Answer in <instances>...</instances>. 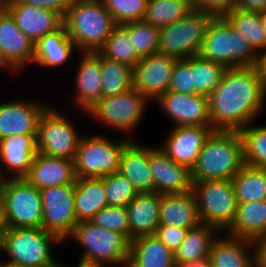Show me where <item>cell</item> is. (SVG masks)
<instances>
[{
	"instance_id": "836d02e7",
	"label": "cell",
	"mask_w": 266,
	"mask_h": 267,
	"mask_svg": "<svg viewBox=\"0 0 266 267\" xmlns=\"http://www.w3.org/2000/svg\"><path fill=\"white\" fill-rule=\"evenodd\" d=\"M225 18L237 30L252 49L259 55L266 50V32L263 29L259 12L232 9Z\"/></svg>"
},
{
	"instance_id": "30bf717a",
	"label": "cell",
	"mask_w": 266,
	"mask_h": 267,
	"mask_svg": "<svg viewBox=\"0 0 266 267\" xmlns=\"http://www.w3.org/2000/svg\"><path fill=\"white\" fill-rule=\"evenodd\" d=\"M202 224L217 228L221 234L232 224L237 200L231 180L192 181Z\"/></svg>"
},
{
	"instance_id": "ba28073f",
	"label": "cell",
	"mask_w": 266,
	"mask_h": 267,
	"mask_svg": "<svg viewBox=\"0 0 266 267\" xmlns=\"http://www.w3.org/2000/svg\"><path fill=\"white\" fill-rule=\"evenodd\" d=\"M150 102L152 101L148 97L132 87L119 95L101 98L86 113V117H93L95 121H100L126 136L136 131L148 111L146 108Z\"/></svg>"
},
{
	"instance_id": "f1b7e54d",
	"label": "cell",
	"mask_w": 266,
	"mask_h": 267,
	"mask_svg": "<svg viewBox=\"0 0 266 267\" xmlns=\"http://www.w3.org/2000/svg\"><path fill=\"white\" fill-rule=\"evenodd\" d=\"M224 233L257 242L266 234V200L238 204L234 220Z\"/></svg>"
},
{
	"instance_id": "9c48e42d",
	"label": "cell",
	"mask_w": 266,
	"mask_h": 267,
	"mask_svg": "<svg viewBox=\"0 0 266 267\" xmlns=\"http://www.w3.org/2000/svg\"><path fill=\"white\" fill-rule=\"evenodd\" d=\"M211 14L193 9L178 21L159 28L158 54L186 59L198 55Z\"/></svg>"
},
{
	"instance_id": "680465c9",
	"label": "cell",
	"mask_w": 266,
	"mask_h": 267,
	"mask_svg": "<svg viewBox=\"0 0 266 267\" xmlns=\"http://www.w3.org/2000/svg\"><path fill=\"white\" fill-rule=\"evenodd\" d=\"M69 267H71L70 265H68ZM65 263H62L61 267H68ZM77 267H100V266H89V265H84V264H80V263H77L76 264ZM74 266V267H76ZM73 267V266H72Z\"/></svg>"
},
{
	"instance_id": "f907efd6",
	"label": "cell",
	"mask_w": 266,
	"mask_h": 267,
	"mask_svg": "<svg viewBox=\"0 0 266 267\" xmlns=\"http://www.w3.org/2000/svg\"><path fill=\"white\" fill-rule=\"evenodd\" d=\"M7 229H8V226H7L6 218H5L4 206L0 199V239L2 238L4 233L7 231Z\"/></svg>"
},
{
	"instance_id": "44dd1931",
	"label": "cell",
	"mask_w": 266,
	"mask_h": 267,
	"mask_svg": "<svg viewBox=\"0 0 266 267\" xmlns=\"http://www.w3.org/2000/svg\"><path fill=\"white\" fill-rule=\"evenodd\" d=\"M15 19L18 28L35 44L46 34L63 25V18L55 11L10 0L6 9Z\"/></svg>"
},
{
	"instance_id": "d590c367",
	"label": "cell",
	"mask_w": 266,
	"mask_h": 267,
	"mask_svg": "<svg viewBox=\"0 0 266 267\" xmlns=\"http://www.w3.org/2000/svg\"><path fill=\"white\" fill-rule=\"evenodd\" d=\"M97 52L108 60L128 65L132 69L141 60L133 48L128 32L121 25H117L112 30L104 45Z\"/></svg>"
},
{
	"instance_id": "8992f818",
	"label": "cell",
	"mask_w": 266,
	"mask_h": 267,
	"mask_svg": "<svg viewBox=\"0 0 266 267\" xmlns=\"http://www.w3.org/2000/svg\"><path fill=\"white\" fill-rule=\"evenodd\" d=\"M198 55L225 68L254 67L260 56L225 17L210 21Z\"/></svg>"
},
{
	"instance_id": "4fadbf2b",
	"label": "cell",
	"mask_w": 266,
	"mask_h": 267,
	"mask_svg": "<svg viewBox=\"0 0 266 267\" xmlns=\"http://www.w3.org/2000/svg\"><path fill=\"white\" fill-rule=\"evenodd\" d=\"M40 194L43 207L41 227L65 243L77 224L74 184L46 187L40 190Z\"/></svg>"
},
{
	"instance_id": "7bdbcfd3",
	"label": "cell",
	"mask_w": 266,
	"mask_h": 267,
	"mask_svg": "<svg viewBox=\"0 0 266 267\" xmlns=\"http://www.w3.org/2000/svg\"><path fill=\"white\" fill-rule=\"evenodd\" d=\"M91 221L103 229L124 235L130 241V227L126 206H107L98 211Z\"/></svg>"
},
{
	"instance_id": "8fae6325",
	"label": "cell",
	"mask_w": 266,
	"mask_h": 267,
	"mask_svg": "<svg viewBox=\"0 0 266 267\" xmlns=\"http://www.w3.org/2000/svg\"><path fill=\"white\" fill-rule=\"evenodd\" d=\"M0 199L8 227L41 228L43 207L40 190L24 178L1 180Z\"/></svg>"
},
{
	"instance_id": "5bb4252c",
	"label": "cell",
	"mask_w": 266,
	"mask_h": 267,
	"mask_svg": "<svg viewBox=\"0 0 266 267\" xmlns=\"http://www.w3.org/2000/svg\"><path fill=\"white\" fill-rule=\"evenodd\" d=\"M155 104L172 120L173 127L211 126L208 97L205 95L167 91L155 101Z\"/></svg>"
},
{
	"instance_id": "d6a6232c",
	"label": "cell",
	"mask_w": 266,
	"mask_h": 267,
	"mask_svg": "<svg viewBox=\"0 0 266 267\" xmlns=\"http://www.w3.org/2000/svg\"><path fill=\"white\" fill-rule=\"evenodd\" d=\"M231 181L237 204L266 200V169L244 164Z\"/></svg>"
},
{
	"instance_id": "74e56055",
	"label": "cell",
	"mask_w": 266,
	"mask_h": 267,
	"mask_svg": "<svg viewBox=\"0 0 266 267\" xmlns=\"http://www.w3.org/2000/svg\"><path fill=\"white\" fill-rule=\"evenodd\" d=\"M255 125L254 121L239 130L244 164L266 169V124Z\"/></svg>"
},
{
	"instance_id": "f5cc1de1",
	"label": "cell",
	"mask_w": 266,
	"mask_h": 267,
	"mask_svg": "<svg viewBox=\"0 0 266 267\" xmlns=\"http://www.w3.org/2000/svg\"><path fill=\"white\" fill-rule=\"evenodd\" d=\"M259 68L261 69L263 75L264 90L266 94V63H259Z\"/></svg>"
},
{
	"instance_id": "4316f807",
	"label": "cell",
	"mask_w": 266,
	"mask_h": 267,
	"mask_svg": "<svg viewBox=\"0 0 266 267\" xmlns=\"http://www.w3.org/2000/svg\"><path fill=\"white\" fill-rule=\"evenodd\" d=\"M159 224L192 229L202 224L192 191L161 195Z\"/></svg>"
},
{
	"instance_id": "60d3db41",
	"label": "cell",
	"mask_w": 266,
	"mask_h": 267,
	"mask_svg": "<svg viewBox=\"0 0 266 267\" xmlns=\"http://www.w3.org/2000/svg\"><path fill=\"white\" fill-rule=\"evenodd\" d=\"M108 206L123 207L138 194L133 184L116 172L103 177Z\"/></svg>"
},
{
	"instance_id": "ee69618b",
	"label": "cell",
	"mask_w": 266,
	"mask_h": 267,
	"mask_svg": "<svg viewBox=\"0 0 266 267\" xmlns=\"http://www.w3.org/2000/svg\"><path fill=\"white\" fill-rule=\"evenodd\" d=\"M168 91L181 94H196L191 68V56L186 59H176Z\"/></svg>"
},
{
	"instance_id": "681fc988",
	"label": "cell",
	"mask_w": 266,
	"mask_h": 267,
	"mask_svg": "<svg viewBox=\"0 0 266 267\" xmlns=\"http://www.w3.org/2000/svg\"><path fill=\"white\" fill-rule=\"evenodd\" d=\"M175 267H213L210 256L194 261L175 262Z\"/></svg>"
},
{
	"instance_id": "d6986e66",
	"label": "cell",
	"mask_w": 266,
	"mask_h": 267,
	"mask_svg": "<svg viewBox=\"0 0 266 267\" xmlns=\"http://www.w3.org/2000/svg\"><path fill=\"white\" fill-rule=\"evenodd\" d=\"M35 44L16 25L7 10L0 11V56L14 71L22 72L33 62Z\"/></svg>"
},
{
	"instance_id": "e575fe53",
	"label": "cell",
	"mask_w": 266,
	"mask_h": 267,
	"mask_svg": "<svg viewBox=\"0 0 266 267\" xmlns=\"http://www.w3.org/2000/svg\"><path fill=\"white\" fill-rule=\"evenodd\" d=\"M193 9V0H148L144 20L161 28L178 21Z\"/></svg>"
},
{
	"instance_id": "484cf974",
	"label": "cell",
	"mask_w": 266,
	"mask_h": 267,
	"mask_svg": "<svg viewBox=\"0 0 266 267\" xmlns=\"http://www.w3.org/2000/svg\"><path fill=\"white\" fill-rule=\"evenodd\" d=\"M161 195L158 193L137 194L127 205L130 227V242L135 238L154 235L159 225Z\"/></svg>"
},
{
	"instance_id": "ab89813d",
	"label": "cell",
	"mask_w": 266,
	"mask_h": 267,
	"mask_svg": "<svg viewBox=\"0 0 266 267\" xmlns=\"http://www.w3.org/2000/svg\"><path fill=\"white\" fill-rule=\"evenodd\" d=\"M121 26L128 32L133 48L141 58L158 54V27L145 20L131 21Z\"/></svg>"
},
{
	"instance_id": "603a6c76",
	"label": "cell",
	"mask_w": 266,
	"mask_h": 267,
	"mask_svg": "<svg viewBox=\"0 0 266 267\" xmlns=\"http://www.w3.org/2000/svg\"><path fill=\"white\" fill-rule=\"evenodd\" d=\"M213 267H257V243L248 239L219 235L209 253Z\"/></svg>"
},
{
	"instance_id": "7402d4cb",
	"label": "cell",
	"mask_w": 266,
	"mask_h": 267,
	"mask_svg": "<svg viewBox=\"0 0 266 267\" xmlns=\"http://www.w3.org/2000/svg\"><path fill=\"white\" fill-rule=\"evenodd\" d=\"M81 58L76 67L74 104L86 114L102 98V76L100 54L80 52Z\"/></svg>"
},
{
	"instance_id": "ffe728a7",
	"label": "cell",
	"mask_w": 266,
	"mask_h": 267,
	"mask_svg": "<svg viewBox=\"0 0 266 267\" xmlns=\"http://www.w3.org/2000/svg\"><path fill=\"white\" fill-rule=\"evenodd\" d=\"M36 138L37 135H15L0 140L1 180L24 178L28 174L37 154Z\"/></svg>"
},
{
	"instance_id": "11a10c76",
	"label": "cell",
	"mask_w": 266,
	"mask_h": 267,
	"mask_svg": "<svg viewBox=\"0 0 266 267\" xmlns=\"http://www.w3.org/2000/svg\"><path fill=\"white\" fill-rule=\"evenodd\" d=\"M259 15H260V19H261V22H262L263 29L266 32V9L264 11H262V12H259Z\"/></svg>"
},
{
	"instance_id": "277c9868",
	"label": "cell",
	"mask_w": 266,
	"mask_h": 267,
	"mask_svg": "<svg viewBox=\"0 0 266 267\" xmlns=\"http://www.w3.org/2000/svg\"><path fill=\"white\" fill-rule=\"evenodd\" d=\"M55 244V245H54ZM64 242L41 228L8 227L0 239V254L8 256L3 263L19 267H61L53 256V247Z\"/></svg>"
},
{
	"instance_id": "7c38bea8",
	"label": "cell",
	"mask_w": 266,
	"mask_h": 267,
	"mask_svg": "<svg viewBox=\"0 0 266 267\" xmlns=\"http://www.w3.org/2000/svg\"><path fill=\"white\" fill-rule=\"evenodd\" d=\"M67 117L65 109L58 111L50 104L46 107L38 121L37 152L51 157L74 159L83 133H79L74 122Z\"/></svg>"
},
{
	"instance_id": "bcb514c9",
	"label": "cell",
	"mask_w": 266,
	"mask_h": 267,
	"mask_svg": "<svg viewBox=\"0 0 266 267\" xmlns=\"http://www.w3.org/2000/svg\"><path fill=\"white\" fill-rule=\"evenodd\" d=\"M194 8L211 14L213 17H225L235 3L232 0H193Z\"/></svg>"
},
{
	"instance_id": "9f6ffc18",
	"label": "cell",
	"mask_w": 266,
	"mask_h": 267,
	"mask_svg": "<svg viewBox=\"0 0 266 267\" xmlns=\"http://www.w3.org/2000/svg\"><path fill=\"white\" fill-rule=\"evenodd\" d=\"M0 70L8 71V72H14L1 58L0 56Z\"/></svg>"
},
{
	"instance_id": "f546056e",
	"label": "cell",
	"mask_w": 266,
	"mask_h": 267,
	"mask_svg": "<svg viewBox=\"0 0 266 267\" xmlns=\"http://www.w3.org/2000/svg\"><path fill=\"white\" fill-rule=\"evenodd\" d=\"M127 267H175V255L155 235L142 236L130 242Z\"/></svg>"
},
{
	"instance_id": "2e32d148",
	"label": "cell",
	"mask_w": 266,
	"mask_h": 267,
	"mask_svg": "<svg viewBox=\"0 0 266 267\" xmlns=\"http://www.w3.org/2000/svg\"><path fill=\"white\" fill-rule=\"evenodd\" d=\"M175 62L161 54L142 57L133 69V88L155 102L168 91Z\"/></svg>"
},
{
	"instance_id": "cb8c5ba5",
	"label": "cell",
	"mask_w": 266,
	"mask_h": 267,
	"mask_svg": "<svg viewBox=\"0 0 266 267\" xmlns=\"http://www.w3.org/2000/svg\"><path fill=\"white\" fill-rule=\"evenodd\" d=\"M24 179L38 190L51 186L75 184L74 161L37 152Z\"/></svg>"
},
{
	"instance_id": "db71d44e",
	"label": "cell",
	"mask_w": 266,
	"mask_h": 267,
	"mask_svg": "<svg viewBox=\"0 0 266 267\" xmlns=\"http://www.w3.org/2000/svg\"><path fill=\"white\" fill-rule=\"evenodd\" d=\"M257 267H266V255H258Z\"/></svg>"
},
{
	"instance_id": "f35d334b",
	"label": "cell",
	"mask_w": 266,
	"mask_h": 267,
	"mask_svg": "<svg viewBox=\"0 0 266 267\" xmlns=\"http://www.w3.org/2000/svg\"><path fill=\"white\" fill-rule=\"evenodd\" d=\"M191 68L196 94L210 96L219 85L227 68L199 55L191 56Z\"/></svg>"
},
{
	"instance_id": "ac0fdd59",
	"label": "cell",
	"mask_w": 266,
	"mask_h": 267,
	"mask_svg": "<svg viewBox=\"0 0 266 267\" xmlns=\"http://www.w3.org/2000/svg\"><path fill=\"white\" fill-rule=\"evenodd\" d=\"M149 167L156 193L164 195L192 191L191 170L171 160L159 146H149Z\"/></svg>"
},
{
	"instance_id": "3957f363",
	"label": "cell",
	"mask_w": 266,
	"mask_h": 267,
	"mask_svg": "<svg viewBox=\"0 0 266 267\" xmlns=\"http://www.w3.org/2000/svg\"><path fill=\"white\" fill-rule=\"evenodd\" d=\"M69 38L80 52H97L117 26L102 0L73 2L63 18Z\"/></svg>"
},
{
	"instance_id": "d4e9b609",
	"label": "cell",
	"mask_w": 266,
	"mask_h": 267,
	"mask_svg": "<svg viewBox=\"0 0 266 267\" xmlns=\"http://www.w3.org/2000/svg\"><path fill=\"white\" fill-rule=\"evenodd\" d=\"M118 173L133 184L138 194L155 193L149 167V145L132 139L122 152Z\"/></svg>"
},
{
	"instance_id": "7a4b0ae2",
	"label": "cell",
	"mask_w": 266,
	"mask_h": 267,
	"mask_svg": "<svg viewBox=\"0 0 266 267\" xmlns=\"http://www.w3.org/2000/svg\"><path fill=\"white\" fill-rule=\"evenodd\" d=\"M243 144L238 130H214L204 142L192 181L231 180L243 167Z\"/></svg>"
},
{
	"instance_id": "f6af8a7d",
	"label": "cell",
	"mask_w": 266,
	"mask_h": 267,
	"mask_svg": "<svg viewBox=\"0 0 266 267\" xmlns=\"http://www.w3.org/2000/svg\"><path fill=\"white\" fill-rule=\"evenodd\" d=\"M189 229L159 224L154 235L171 251L175 252L185 239Z\"/></svg>"
},
{
	"instance_id": "94428289",
	"label": "cell",
	"mask_w": 266,
	"mask_h": 267,
	"mask_svg": "<svg viewBox=\"0 0 266 267\" xmlns=\"http://www.w3.org/2000/svg\"><path fill=\"white\" fill-rule=\"evenodd\" d=\"M0 267H19V266H14V265H11V264H6V263H3V262H0Z\"/></svg>"
},
{
	"instance_id": "52a82bcc",
	"label": "cell",
	"mask_w": 266,
	"mask_h": 267,
	"mask_svg": "<svg viewBox=\"0 0 266 267\" xmlns=\"http://www.w3.org/2000/svg\"><path fill=\"white\" fill-rule=\"evenodd\" d=\"M102 134L82 135L74 161L76 178H103L119 171L125 146L133 139L108 138Z\"/></svg>"
},
{
	"instance_id": "83f0119b",
	"label": "cell",
	"mask_w": 266,
	"mask_h": 267,
	"mask_svg": "<svg viewBox=\"0 0 266 267\" xmlns=\"http://www.w3.org/2000/svg\"><path fill=\"white\" fill-rule=\"evenodd\" d=\"M77 50L73 41L67 34L66 27L62 25L55 32L46 34L35 43V53L32 64L46 69L62 67L69 61Z\"/></svg>"
},
{
	"instance_id": "6125c7cd",
	"label": "cell",
	"mask_w": 266,
	"mask_h": 267,
	"mask_svg": "<svg viewBox=\"0 0 266 267\" xmlns=\"http://www.w3.org/2000/svg\"><path fill=\"white\" fill-rule=\"evenodd\" d=\"M73 2H79V1H96V0H72Z\"/></svg>"
},
{
	"instance_id": "91938a15",
	"label": "cell",
	"mask_w": 266,
	"mask_h": 267,
	"mask_svg": "<svg viewBox=\"0 0 266 267\" xmlns=\"http://www.w3.org/2000/svg\"><path fill=\"white\" fill-rule=\"evenodd\" d=\"M259 63H266V50L261 54Z\"/></svg>"
},
{
	"instance_id": "e0dca14e",
	"label": "cell",
	"mask_w": 266,
	"mask_h": 267,
	"mask_svg": "<svg viewBox=\"0 0 266 267\" xmlns=\"http://www.w3.org/2000/svg\"><path fill=\"white\" fill-rule=\"evenodd\" d=\"M214 131L212 126L172 127L160 149L174 162L187 166L195 165L204 142Z\"/></svg>"
},
{
	"instance_id": "4dcf8cb0",
	"label": "cell",
	"mask_w": 266,
	"mask_h": 267,
	"mask_svg": "<svg viewBox=\"0 0 266 267\" xmlns=\"http://www.w3.org/2000/svg\"><path fill=\"white\" fill-rule=\"evenodd\" d=\"M105 195L103 178H76L74 206L77 223L91 221L98 211L106 208Z\"/></svg>"
},
{
	"instance_id": "5b68a950",
	"label": "cell",
	"mask_w": 266,
	"mask_h": 267,
	"mask_svg": "<svg viewBox=\"0 0 266 267\" xmlns=\"http://www.w3.org/2000/svg\"><path fill=\"white\" fill-rule=\"evenodd\" d=\"M68 239L76 240L82 247L83 253L78 257L80 264L127 267L130 241L120 233L103 229L92 221H83L75 225Z\"/></svg>"
},
{
	"instance_id": "816d5d0a",
	"label": "cell",
	"mask_w": 266,
	"mask_h": 267,
	"mask_svg": "<svg viewBox=\"0 0 266 267\" xmlns=\"http://www.w3.org/2000/svg\"><path fill=\"white\" fill-rule=\"evenodd\" d=\"M256 243L257 255H266V234H264Z\"/></svg>"
},
{
	"instance_id": "b9f144b4",
	"label": "cell",
	"mask_w": 266,
	"mask_h": 267,
	"mask_svg": "<svg viewBox=\"0 0 266 267\" xmlns=\"http://www.w3.org/2000/svg\"><path fill=\"white\" fill-rule=\"evenodd\" d=\"M117 25L144 20L148 0H102Z\"/></svg>"
},
{
	"instance_id": "1f68e13d",
	"label": "cell",
	"mask_w": 266,
	"mask_h": 267,
	"mask_svg": "<svg viewBox=\"0 0 266 267\" xmlns=\"http://www.w3.org/2000/svg\"><path fill=\"white\" fill-rule=\"evenodd\" d=\"M220 233L217 228L207 224L189 229L185 239L174 252L175 262L194 261L209 256L212 242Z\"/></svg>"
},
{
	"instance_id": "9a60e30c",
	"label": "cell",
	"mask_w": 266,
	"mask_h": 267,
	"mask_svg": "<svg viewBox=\"0 0 266 267\" xmlns=\"http://www.w3.org/2000/svg\"><path fill=\"white\" fill-rule=\"evenodd\" d=\"M48 102L13 99L0 102V140L15 135H37L38 121Z\"/></svg>"
},
{
	"instance_id": "7dc6e473",
	"label": "cell",
	"mask_w": 266,
	"mask_h": 267,
	"mask_svg": "<svg viewBox=\"0 0 266 267\" xmlns=\"http://www.w3.org/2000/svg\"><path fill=\"white\" fill-rule=\"evenodd\" d=\"M21 3L28 5L42 7L57 12L62 18H64L67 9L73 3L72 0H18Z\"/></svg>"
},
{
	"instance_id": "6da1fadb",
	"label": "cell",
	"mask_w": 266,
	"mask_h": 267,
	"mask_svg": "<svg viewBox=\"0 0 266 267\" xmlns=\"http://www.w3.org/2000/svg\"><path fill=\"white\" fill-rule=\"evenodd\" d=\"M263 75L259 66L229 68L208 97L214 130H240L254 122L266 108Z\"/></svg>"
},
{
	"instance_id": "c3c4849f",
	"label": "cell",
	"mask_w": 266,
	"mask_h": 267,
	"mask_svg": "<svg viewBox=\"0 0 266 267\" xmlns=\"http://www.w3.org/2000/svg\"><path fill=\"white\" fill-rule=\"evenodd\" d=\"M235 8L244 11L262 12L266 9V0H238Z\"/></svg>"
},
{
	"instance_id": "6f0895ef",
	"label": "cell",
	"mask_w": 266,
	"mask_h": 267,
	"mask_svg": "<svg viewBox=\"0 0 266 267\" xmlns=\"http://www.w3.org/2000/svg\"><path fill=\"white\" fill-rule=\"evenodd\" d=\"M10 0H0V11L6 10Z\"/></svg>"
},
{
	"instance_id": "8d00e7d4",
	"label": "cell",
	"mask_w": 266,
	"mask_h": 267,
	"mask_svg": "<svg viewBox=\"0 0 266 267\" xmlns=\"http://www.w3.org/2000/svg\"><path fill=\"white\" fill-rule=\"evenodd\" d=\"M102 98L119 95L133 87V69L100 55Z\"/></svg>"
}]
</instances>
